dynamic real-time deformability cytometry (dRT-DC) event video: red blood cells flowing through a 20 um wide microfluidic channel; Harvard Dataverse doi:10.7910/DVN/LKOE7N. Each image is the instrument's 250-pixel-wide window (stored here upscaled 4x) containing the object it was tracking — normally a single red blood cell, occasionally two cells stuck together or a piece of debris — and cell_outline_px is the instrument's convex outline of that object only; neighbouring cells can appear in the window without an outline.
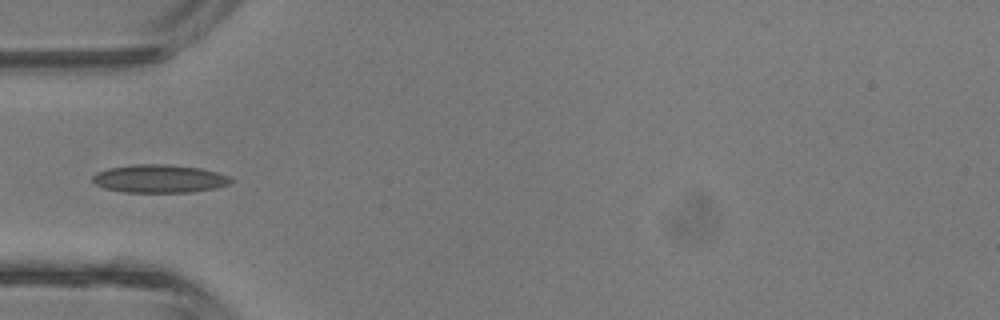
{"species": "common noctule bat (a hibernating species)", "species_latin": "Nyctalus noctula", "temperature_condition": "room temperature", "stored_images_in_passage": 28, "camera_frame_rate_fps": 3000, "um_per_image_px": 0.085, "animal": {"sex": "male", "body_mass_g": 13.3}, "frame": {"image": 1, "passage_image": 1, "time_ms": 0.0, "image_size_px": [1000, 320], "cell_outline_px": [[228, 180], [224, 184], [208, 188], [172, 192], [136, 192], [112, 188], [100, 184], [96, 180], [96, 176], [100, 172], [116, 168], [192, 168], [208, 172], [220, 176]], "centroid_in_image_um": [13.49, 15.26], "position_along_channel_um": 71.5, "area_um2": 18.5}}
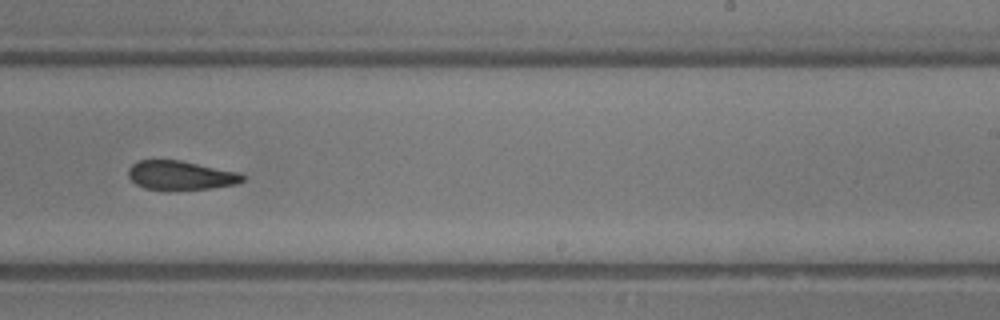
{"frame": {"image": 2, "passage_image": 13, "time_ms": 4.0, "image_size_px": [1000, 320], "cell_outline_px": [[244, 176], [240, 180], [228, 184], [204, 188], [148, 188], [140, 184], [132, 176], [132, 168], [136, 164], [144, 160], [172, 160], [192, 164], [228, 172]], "centroid_in_image_um": [15.29, 14.89], "position_along_channel_um": 273.7, "area_um2": 16.65}}
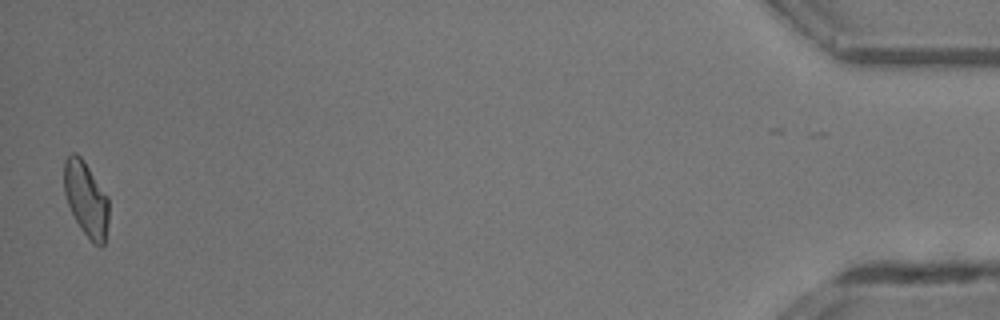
{"frame": {"image": 3, "passage_image": 28, "time_ms": 9.0, "image_size_px": [1000, 320], "cell_outline_px": [[108, 212], [104, 244], [100, 244], [92, 240], [88, 236], [72, 212], [68, 200], [64, 184], [64, 168], [68, 156], [76, 156], [84, 164], [108, 200]], "centroid_in_image_um": [7.32, 16.95], "position_along_channel_um": 427.9, "area_um2": 17.4}}